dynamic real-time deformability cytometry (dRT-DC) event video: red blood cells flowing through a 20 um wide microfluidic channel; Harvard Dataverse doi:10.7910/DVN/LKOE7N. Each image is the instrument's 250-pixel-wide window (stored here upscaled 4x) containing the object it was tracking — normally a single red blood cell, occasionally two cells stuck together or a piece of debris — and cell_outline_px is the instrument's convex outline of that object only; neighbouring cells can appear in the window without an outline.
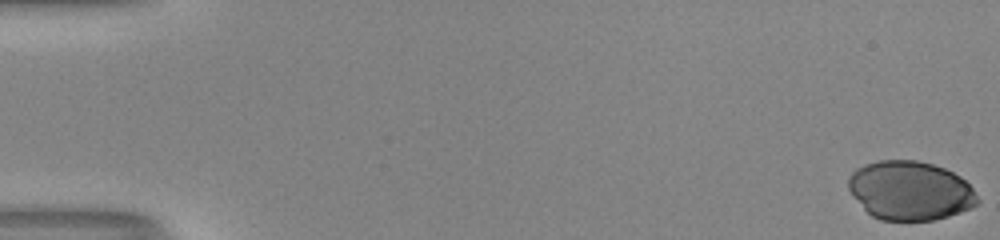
{"species": "human", "species_latin": "Homo sapiens", "temperature_condition": "room temperature", "stored_images_in_passage": 54, "camera_frame_rate_fps": 3000, "um_per_image_px": 0.085, "donor": {"sex": "male"}, "frame": {"image": 1, "passage_image": 1, "time_ms": 0.0, "image_size_px": [1000, 240], "cell_outline_px": [[980, 200], [976, 204], [960, 212], [948, 216], [932, 220], [880, 220], [872, 216], [864, 208], [848, 188], [848, 180], [852, 172], [856, 168], [864, 164], [880, 160], [916, 160], [932, 164], [944, 168], [960, 176], [972, 188]], "centroid_in_image_um": [77.35, 16.19], "position_along_channel_um": 7.7, "area_um2": 44.1}}
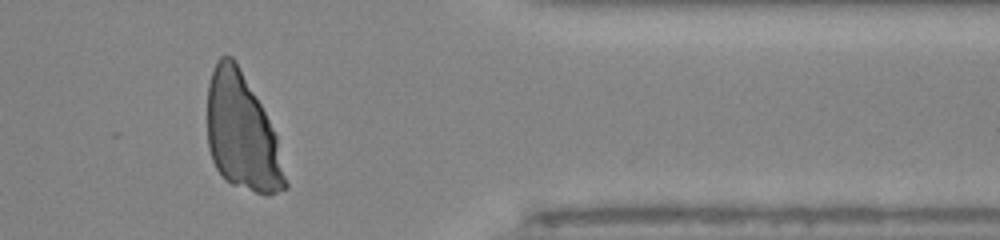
{"frame": {"image": 2, "passage_image": 45, "time_ms": 14.667, "image_size_px": [1000, 240], "cell_outline_px": [[288, 188], [268, 196], [232, 184], [224, 180], [216, 168], [212, 160], [208, 148], [208, 84], [212, 68], [216, 60], [220, 56], [232, 56], [260, 104], [276, 136], [288, 184]], "centroid_in_image_um": [20.55, 11.31], "position_along_channel_um": 390.9, "area_um2": 52.42}}
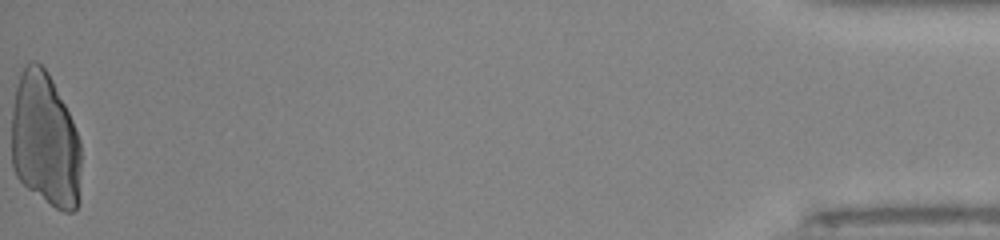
{"frame": {"image": 3, "passage_image": 54, "time_ms": 17.667, "image_size_px": [1000, 240], "cell_outline_px": [[80, 200], [76, 208], [72, 212], [64, 212], [56, 208], [28, 188], [16, 176], [12, 168], [12, 108], [16, 84], [20, 72], [24, 64], [32, 60], [36, 60], [48, 72], [72, 120], [80, 140]], "centroid_in_image_um": [3.82, 11.9], "position_along_channel_um": 431.4, "area_um2": 54.97}}